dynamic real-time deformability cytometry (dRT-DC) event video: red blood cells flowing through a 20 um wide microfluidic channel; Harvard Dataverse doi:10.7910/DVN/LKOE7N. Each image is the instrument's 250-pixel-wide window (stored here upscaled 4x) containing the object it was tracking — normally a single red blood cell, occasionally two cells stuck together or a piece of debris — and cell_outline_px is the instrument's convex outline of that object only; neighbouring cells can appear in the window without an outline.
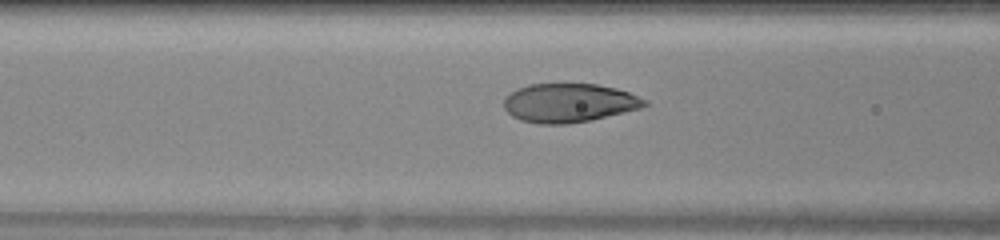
{"species": "human", "species_latin": "Homo sapiens", "temperature_condition": "warm", "stored_images_in_passage": 13, "camera_frame_rate_fps": 3000, "um_per_image_px": 0.085, "donor": {"sex": "female"}, "frame": {"image": 1, "passage_image": 11, "time_ms": 3.333, "image_size_px": [1000, 240], "cell_outline_px": [[648, 104], [640, 108], [592, 120], [568, 124], [540, 124], [520, 120], [512, 116], [504, 108], [504, 96], [516, 88], [528, 84], [596, 84], [616, 88], [628, 92], [648, 100]], "centroid_in_image_um": [48.34, 8.74], "position_along_channel_um": 118.3, "area_um2": 32.02}}